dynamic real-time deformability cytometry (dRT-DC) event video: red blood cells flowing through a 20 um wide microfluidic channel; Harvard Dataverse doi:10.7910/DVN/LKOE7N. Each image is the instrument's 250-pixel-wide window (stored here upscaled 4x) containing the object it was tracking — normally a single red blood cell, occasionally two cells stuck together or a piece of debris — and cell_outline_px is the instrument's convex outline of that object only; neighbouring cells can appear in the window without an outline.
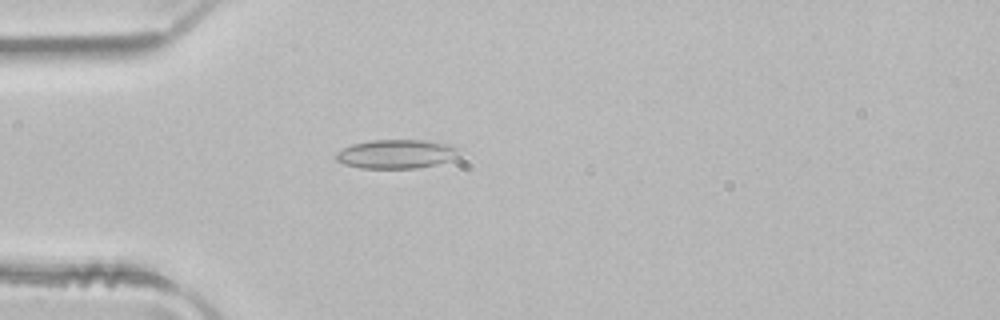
{"species": "common noctule bat (a hibernating species)", "species_latin": "Nyctalus noctula", "temperature_condition": "room temperature", "stored_images_in_passage": 1, "camera_frame_rate_fps": 3000, "um_per_image_px": 0.085, "animal": {"sex": "male", "body_mass_g": 21.5, "forearm_length_mm": 52.0}, "frame": {"image": 1, "passage_image": 1, "time_ms": 0.0, "image_size_px": [1000, 320], "cell_outline_px": [[464, 148], [456, 156], [448, 160], [436, 164], [416, 168], [360, 168], [344, 164], [336, 160], [336, 152], [352, 144], [372, 140], [424, 140], [452, 144]], "centroid_in_image_um": [33.73, 13.08], "position_along_channel_um": 51.3, "area_um2": 20.87}}